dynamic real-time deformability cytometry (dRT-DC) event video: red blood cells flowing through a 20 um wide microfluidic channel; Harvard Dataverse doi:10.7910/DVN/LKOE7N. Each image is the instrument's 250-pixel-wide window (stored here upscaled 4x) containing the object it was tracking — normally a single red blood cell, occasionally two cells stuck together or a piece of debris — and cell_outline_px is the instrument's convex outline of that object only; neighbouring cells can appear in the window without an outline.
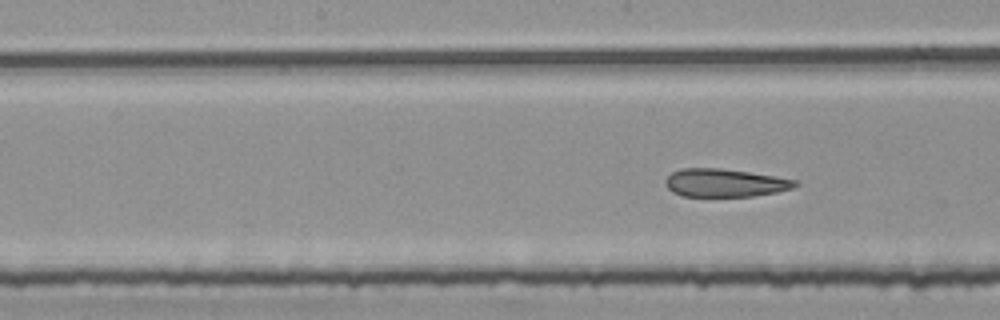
{"species": "common noctule bat (a hibernating species)", "species_latin": "Nyctalus noctula", "temperature_condition": "room temperature", "stored_images_in_passage": 5, "camera_frame_rate_fps": 3000, "um_per_image_px": 0.085, "animal": {"sex": "female", "body_mass_g": 25.1}, "frame": {"image": 1, "passage_image": 5, "time_ms": 1.333, "image_size_px": [1000, 320], "cell_outline_px": [[800, 184], [792, 188], [776, 192], [752, 196], [680, 196], [672, 192], [664, 184], [664, 180], [672, 172], [680, 168], [720, 168], [776, 176], [796, 180]], "centroid_in_image_um": [61.58, 15.54], "position_along_channel_um": 186.6, "area_um2": 21.27}}